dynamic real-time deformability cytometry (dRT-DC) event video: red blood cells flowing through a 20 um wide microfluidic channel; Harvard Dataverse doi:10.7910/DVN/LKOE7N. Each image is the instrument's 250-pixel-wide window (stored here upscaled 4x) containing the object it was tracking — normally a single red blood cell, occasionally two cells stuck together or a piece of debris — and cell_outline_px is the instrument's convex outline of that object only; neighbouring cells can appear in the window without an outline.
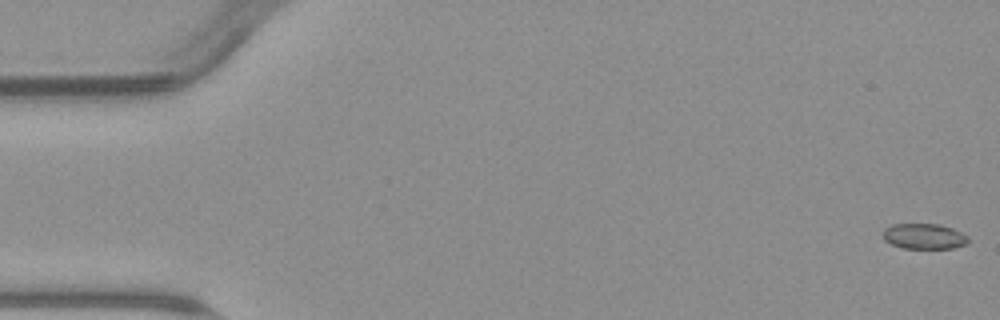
{"species": "common noctule bat (a hibernating species)", "species_latin": "Nyctalus noctula", "temperature_condition": "warm", "stored_images_in_passage": 4, "camera_frame_rate_fps": 3000, "um_per_image_px": 0.085, "animal": {"sex": "male", "body_mass_g": 23.1, "forearm_length_mm": 52.7}, "frame": {"image": 1, "passage_image": 1, "time_ms": 0.0, "image_size_px": [1000, 320], "cell_outline_px": [[968, 244], [952, 248], [904, 248], [892, 244], [884, 240], [884, 228], [892, 224], [940, 224], [952, 228], [968, 236]], "centroid_in_image_um": [78.56, 20.08], "position_along_channel_um": 6.4, "area_um2": 12.6}}